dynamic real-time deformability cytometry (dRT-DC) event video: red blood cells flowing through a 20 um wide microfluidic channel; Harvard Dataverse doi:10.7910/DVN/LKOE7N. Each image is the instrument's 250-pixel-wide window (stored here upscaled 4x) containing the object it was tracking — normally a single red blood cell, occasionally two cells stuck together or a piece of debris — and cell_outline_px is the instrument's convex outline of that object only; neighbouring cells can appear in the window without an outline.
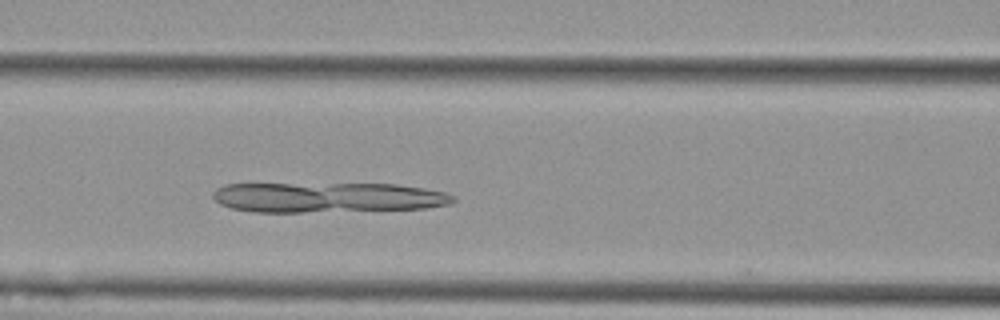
{"species": "Egyptian fruit bat (a non-hibernating species)", "species_latin": "Rousettus aegyptiacus", "temperature_condition": "cold", "stored_images_in_passage": 12, "camera_frame_rate_fps": 3000, "um_per_image_px": 0.085, "animal": {"sex": "female"}, "frame": {"image": 1, "passage_image": 11, "time_ms": 3.333, "image_size_px": [1000, 320], "cell_outline_px": [[456, 200], [448, 204], [424, 208], [304, 212], [256, 212], [232, 208], [220, 204], [212, 196], [212, 192], [216, 188], [224, 184], [396, 184], [424, 188], [448, 192], [456, 196]], "centroid_in_image_um": [27.85, 16.77], "position_along_channel_um": 138.7, "area_um2": 42.14}}